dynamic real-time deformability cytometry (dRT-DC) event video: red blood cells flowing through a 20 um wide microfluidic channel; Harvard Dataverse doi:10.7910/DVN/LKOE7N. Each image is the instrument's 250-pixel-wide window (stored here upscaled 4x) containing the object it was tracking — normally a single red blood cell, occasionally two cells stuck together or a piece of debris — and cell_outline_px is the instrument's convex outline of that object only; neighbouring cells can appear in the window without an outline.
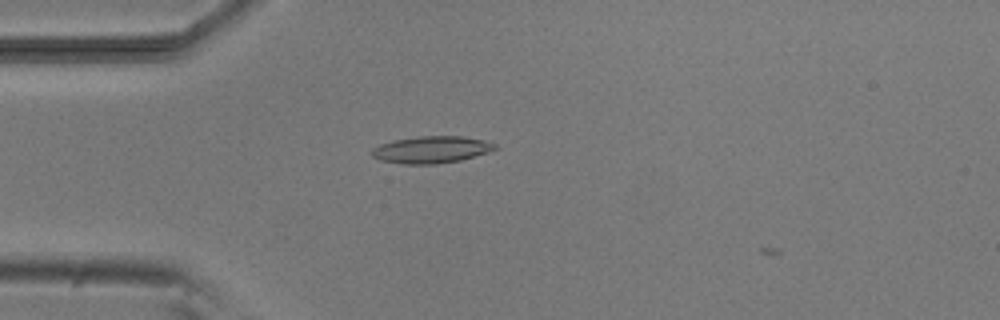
{"species": "common noctule bat (a hibernating species)", "species_latin": "Nyctalus noctula", "temperature_condition": "room temperature", "stored_images_in_passage": 39, "camera_frame_rate_fps": 3000, "um_per_image_px": 0.085, "animal": {"sex": "male", "body_mass_g": 20.5, "forearm_length_mm": 52.5}, "frame": {"image": 1, "passage_image": 8, "time_ms": 2.333, "image_size_px": [1000, 320], "cell_outline_px": [[496, 148], [488, 152], [460, 160], [436, 164], [400, 164], [380, 160], [372, 156], [372, 148], [380, 144], [392, 140], [420, 136], [460, 136], [484, 140], [496, 144]], "centroid_in_image_um": [36.63, 12.72], "position_along_channel_um": 48.4, "area_um2": 19.31}}
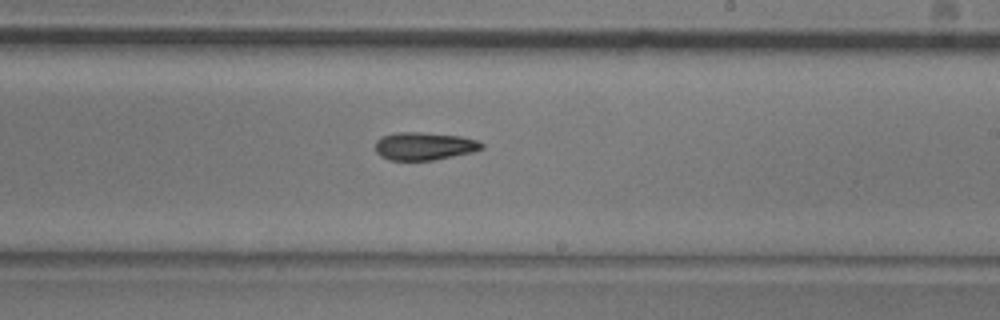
{"frame": {"image": 2, "passage_image": 25, "time_ms": 8.0, "image_size_px": [1000, 320], "cell_outline_px": [[484, 148], [472, 152], [432, 160], [388, 160], [380, 156], [376, 152], [376, 140], [384, 136], [396, 132], [420, 132], [460, 136], [480, 140], [484, 144]], "centroid_in_image_um": [36.08, 12.42], "position_along_channel_um": 252.9, "area_um2": 17.28}}
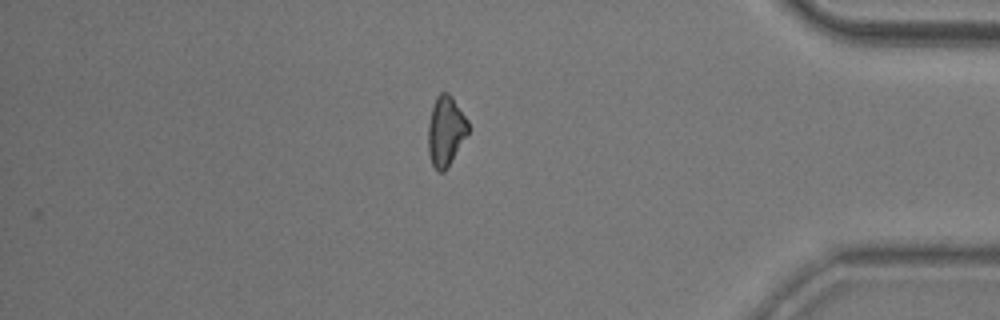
{"frame": {"image": 3, "passage_image": 39, "time_ms": 12.667, "image_size_px": [1000, 320], "cell_outline_px": [[468, 132], [444, 172], [436, 172], [432, 164], [428, 152], [428, 124], [432, 108], [436, 96], [440, 92], [448, 92], [452, 96], [468, 120]], "centroid_in_image_um": [37.86, 11.11], "position_along_channel_um": 397.3, "area_um2": 16.18}, "authors_computed_cell_mechanics": {"area_um2": 17.2822, "velocity_mm_per_s": 3.8134, "shape_relaxation_time_tau1_ms": 5.5937, "shape_relaxation_time_tau2_ms": 4.8604, "deformation_change_tau1": 0.1434, "deformation_change_tau2": 0.1273}}